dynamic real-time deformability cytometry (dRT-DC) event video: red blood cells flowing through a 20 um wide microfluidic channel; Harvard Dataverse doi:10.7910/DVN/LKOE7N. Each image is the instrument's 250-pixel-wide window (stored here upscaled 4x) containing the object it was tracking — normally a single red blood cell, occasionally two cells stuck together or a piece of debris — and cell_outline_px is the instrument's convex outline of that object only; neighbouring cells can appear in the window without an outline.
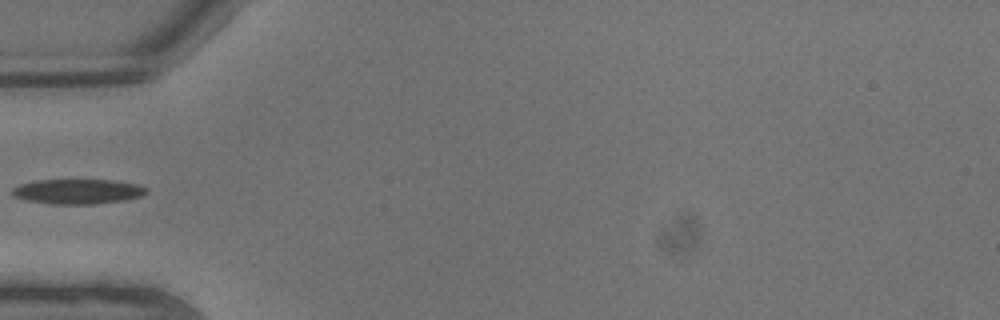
{"species": "common noctule bat (a hibernating species)", "species_latin": "Nyctalus noctula", "temperature_condition": "warm", "stored_images_in_passage": 4, "camera_frame_rate_fps": 3000, "um_per_image_px": 0.085, "animal": {"sex": "male", "body_mass_g": 13.3}, "frame": {"image": 1, "passage_image": 1, "time_ms": 0.0, "image_size_px": [1000, 320], "cell_outline_px": [[148, 192], [140, 196], [124, 200], [96, 204], [52, 204], [28, 200], [12, 196], [12, 188], [20, 184], [36, 180], [112, 180], [136, 184], [148, 188]], "centroid_in_image_um": [6.6, 16.27], "position_along_channel_um": 78.4, "area_um2": 19.42}}
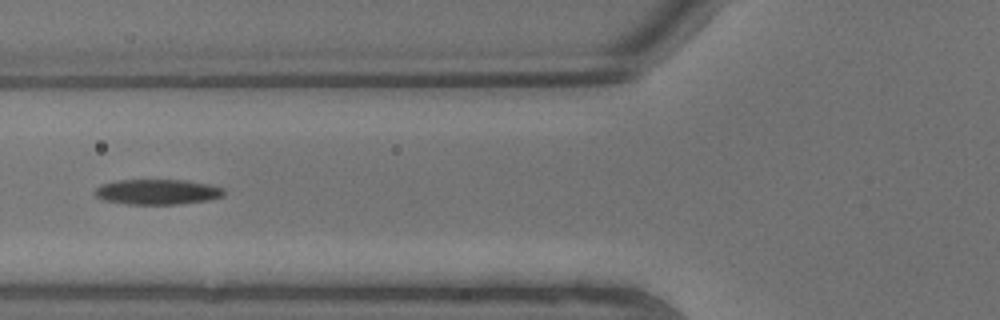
{"frame": {"image": 2, "passage_image": 2, "time_ms": 0.333, "image_size_px": [1000, 320], "cell_outline_px": [[224, 196], [208, 200], [180, 204], [128, 204], [104, 200], [96, 196], [92, 192], [100, 184], [116, 180], [188, 180], [212, 184], [224, 188]], "centroid_in_image_um": [13.39, 16.3], "position_along_channel_um": 112.4, "area_um2": 19.25}}
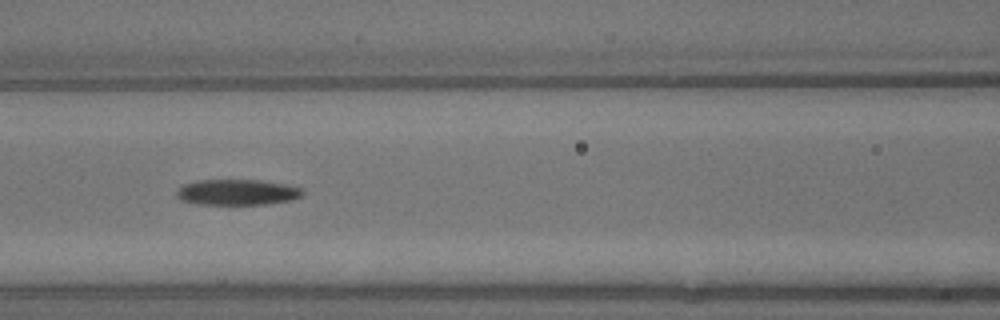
{"frame": {"image": 3, "passage_image": 3, "time_ms": 0.667, "image_size_px": [1000, 320], "cell_outline_px": [[304, 192], [300, 196], [292, 200], [268, 204], [196, 204], [180, 200], [176, 196], [176, 192], [184, 184], [196, 180], [260, 180], [284, 184], [300, 188]], "centroid_in_image_um": [20.13, 16.34], "position_along_channel_um": 146.5, "area_um2": 18.84}}